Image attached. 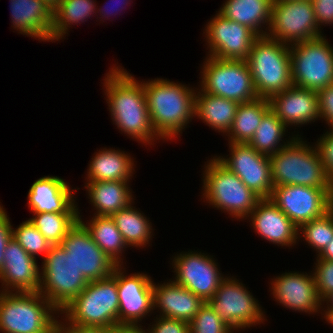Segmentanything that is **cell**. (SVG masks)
<instances>
[{
  "mask_svg": "<svg viewBox=\"0 0 333 333\" xmlns=\"http://www.w3.org/2000/svg\"><path fill=\"white\" fill-rule=\"evenodd\" d=\"M12 26L20 34L51 42L53 10L42 0H10Z\"/></svg>",
  "mask_w": 333,
  "mask_h": 333,
  "instance_id": "obj_25",
  "label": "cell"
},
{
  "mask_svg": "<svg viewBox=\"0 0 333 333\" xmlns=\"http://www.w3.org/2000/svg\"><path fill=\"white\" fill-rule=\"evenodd\" d=\"M109 69L102 84L112 121L132 140L146 146L154 145V141L161 138L155 133L150 120L143 82L136 80L122 66L114 64Z\"/></svg>",
  "mask_w": 333,
  "mask_h": 333,
  "instance_id": "obj_1",
  "label": "cell"
},
{
  "mask_svg": "<svg viewBox=\"0 0 333 333\" xmlns=\"http://www.w3.org/2000/svg\"><path fill=\"white\" fill-rule=\"evenodd\" d=\"M149 327L147 333H189V322L162 316L156 317Z\"/></svg>",
  "mask_w": 333,
  "mask_h": 333,
  "instance_id": "obj_41",
  "label": "cell"
},
{
  "mask_svg": "<svg viewBox=\"0 0 333 333\" xmlns=\"http://www.w3.org/2000/svg\"><path fill=\"white\" fill-rule=\"evenodd\" d=\"M272 1H294V0H272Z\"/></svg>",
  "mask_w": 333,
  "mask_h": 333,
  "instance_id": "obj_53",
  "label": "cell"
},
{
  "mask_svg": "<svg viewBox=\"0 0 333 333\" xmlns=\"http://www.w3.org/2000/svg\"><path fill=\"white\" fill-rule=\"evenodd\" d=\"M247 218L263 239L283 247L297 244V226L269 198L261 199Z\"/></svg>",
  "mask_w": 333,
  "mask_h": 333,
  "instance_id": "obj_23",
  "label": "cell"
},
{
  "mask_svg": "<svg viewBox=\"0 0 333 333\" xmlns=\"http://www.w3.org/2000/svg\"><path fill=\"white\" fill-rule=\"evenodd\" d=\"M300 236L319 256L333 239V207L323 216L302 224L298 228L299 240Z\"/></svg>",
  "mask_w": 333,
  "mask_h": 333,
  "instance_id": "obj_36",
  "label": "cell"
},
{
  "mask_svg": "<svg viewBox=\"0 0 333 333\" xmlns=\"http://www.w3.org/2000/svg\"><path fill=\"white\" fill-rule=\"evenodd\" d=\"M29 219L51 245H60L79 220V214L33 213Z\"/></svg>",
  "mask_w": 333,
  "mask_h": 333,
  "instance_id": "obj_35",
  "label": "cell"
},
{
  "mask_svg": "<svg viewBox=\"0 0 333 333\" xmlns=\"http://www.w3.org/2000/svg\"><path fill=\"white\" fill-rule=\"evenodd\" d=\"M269 199L297 228L333 207V198L324 189L301 185L274 186Z\"/></svg>",
  "mask_w": 333,
  "mask_h": 333,
  "instance_id": "obj_13",
  "label": "cell"
},
{
  "mask_svg": "<svg viewBox=\"0 0 333 333\" xmlns=\"http://www.w3.org/2000/svg\"><path fill=\"white\" fill-rule=\"evenodd\" d=\"M46 5H48L52 10H54L62 0H42Z\"/></svg>",
  "mask_w": 333,
  "mask_h": 333,
  "instance_id": "obj_51",
  "label": "cell"
},
{
  "mask_svg": "<svg viewBox=\"0 0 333 333\" xmlns=\"http://www.w3.org/2000/svg\"><path fill=\"white\" fill-rule=\"evenodd\" d=\"M208 56L225 60H247L258 35L248 26L229 20L219 12L205 25Z\"/></svg>",
  "mask_w": 333,
  "mask_h": 333,
  "instance_id": "obj_16",
  "label": "cell"
},
{
  "mask_svg": "<svg viewBox=\"0 0 333 333\" xmlns=\"http://www.w3.org/2000/svg\"><path fill=\"white\" fill-rule=\"evenodd\" d=\"M117 281L107 278L89 281L86 287L59 313L69 324L111 328L118 325Z\"/></svg>",
  "mask_w": 333,
  "mask_h": 333,
  "instance_id": "obj_7",
  "label": "cell"
},
{
  "mask_svg": "<svg viewBox=\"0 0 333 333\" xmlns=\"http://www.w3.org/2000/svg\"><path fill=\"white\" fill-rule=\"evenodd\" d=\"M94 155L87 169V182L130 181L132 179L135 161L125 151L101 148Z\"/></svg>",
  "mask_w": 333,
  "mask_h": 333,
  "instance_id": "obj_26",
  "label": "cell"
},
{
  "mask_svg": "<svg viewBox=\"0 0 333 333\" xmlns=\"http://www.w3.org/2000/svg\"><path fill=\"white\" fill-rule=\"evenodd\" d=\"M317 258L333 261V239L330 241L324 251L319 256H317Z\"/></svg>",
  "mask_w": 333,
  "mask_h": 333,
  "instance_id": "obj_48",
  "label": "cell"
},
{
  "mask_svg": "<svg viewBox=\"0 0 333 333\" xmlns=\"http://www.w3.org/2000/svg\"><path fill=\"white\" fill-rule=\"evenodd\" d=\"M315 146L324 165L325 172L333 183V129H329V131H326V133L318 138Z\"/></svg>",
  "mask_w": 333,
  "mask_h": 333,
  "instance_id": "obj_40",
  "label": "cell"
},
{
  "mask_svg": "<svg viewBox=\"0 0 333 333\" xmlns=\"http://www.w3.org/2000/svg\"><path fill=\"white\" fill-rule=\"evenodd\" d=\"M259 98L270 99L292 83L290 45L258 36L246 60Z\"/></svg>",
  "mask_w": 333,
  "mask_h": 333,
  "instance_id": "obj_5",
  "label": "cell"
},
{
  "mask_svg": "<svg viewBox=\"0 0 333 333\" xmlns=\"http://www.w3.org/2000/svg\"><path fill=\"white\" fill-rule=\"evenodd\" d=\"M207 254V255H206ZM188 251L173 256V281L187 288L205 302L215 295L221 281L225 278L218 263L208 253Z\"/></svg>",
  "mask_w": 333,
  "mask_h": 333,
  "instance_id": "obj_14",
  "label": "cell"
},
{
  "mask_svg": "<svg viewBox=\"0 0 333 333\" xmlns=\"http://www.w3.org/2000/svg\"><path fill=\"white\" fill-rule=\"evenodd\" d=\"M107 333H147L140 325H116L108 328Z\"/></svg>",
  "mask_w": 333,
  "mask_h": 333,
  "instance_id": "obj_47",
  "label": "cell"
},
{
  "mask_svg": "<svg viewBox=\"0 0 333 333\" xmlns=\"http://www.w3.org/2000/svg\"><path fill=\"white\" fill-rule=\"evenodd\" d=\"M314 8L316 22L319 28L333 26V0H311Z\"/></svg>",
  "mask_w": 333,
  "mask_h": 333,
  "instance_id": "obj_43",
  "label": "cell"
},
{
  "mask_svg": "<svg viewBox=\"0 0 333 333\" xmlns=\"http://www.w3.org/2000/svg\"><path fill=\"white\" fill-rule=\"evenodd\" d=\"M79 221L86 227L93 241L103 252L117 265H123L122 255L124 249L128 247H126L127 244L112 217L93 216L90 221L87 220L85 223L79 212Z\"/></svg>",
  "mask_w": 333,
  "mask_h": 333,
  "instance_id": "obj_30",
  "label": "cell"
},
{
  "mask_svg": "<svg viewBox=\"0 0 333 333\" xmlns=\"http://www.w3.org/2000/svg\"><path fill=\"white\" fill-rule=\"evenodd\" d=\"M274 301L285 308L317 314L322 310V301L318 296L313 272H285L272 279L271 286Z\"/></svg>",
  "mask_w": 333,
  "mask_h": 333,
  "instance_id": "obj_19",
  "label": "cell"
},
{
  "mask_svg": "<svg viewBox=\"0 0 333 333\" xmlns=\"http://www.w3.org/2000/svg\"><path fill=\"white\" fill-rule=\"evenodd\" d=\"M60 245L69 253L79 272H82L88 281L111 276L117 266L93 241L91 234L79 220Z\"/></svg>",
  "mask_w": 333,
  "mask_h": 333,
  "instance_id": "obj_18",
  "label": "cell"
},
{
  "mask_svg": "<svg viewBox=\"0 0 333 333\" xmlns=\"http://www.w3.org/2000/svg\"><path fill=\"white\" fill-rule=\"evenodd\" d=\"M320 119L333 129V83L317 91Z\"/></svg>",
  "mask_w": 333,
  "mask_h": 333,
  "instance_id": "obj_42",
  "label": "cell"
},
{
  "mask_svg": "<svg viewBox=\"0 0 333 333\" xmlns=\"http://www.w3.org/2000/svg\"><path fill=\"white\" fill-rule=\"evenodd\" d=\"M325 37L290 45L294 86L318 91L333 83V47Z\"/></svg>",
  "mask_w": 333,
  "mask_h": 333,
  "instance_id": "obj_10",
  "label": "cell"
},
{
  "mask_svg": "<svg viewBox=\"0 0 333 333\" xmlns=\"http://www.w3.org/2000/svg\"><path fill=\"white\" fill-rule=\"evenodd\" d=\"M143 82L146 105L155 133L161 140H173L195 118L197 88L155 78Z\"/></svg>",
  "mask_w": 333,
  "mask_h": 333,
  "instance_id": "obj_2",
  "label": "cell"
},
{
  "mask_svg": "<svg viewBox=\"0 0 333 333\" xmlns=\"http://www.w3.org/2000/svg\"><path fill=\"white\" fill-rule=\"evenodd\" d=\"M272 4V0H226L218 12L229 20L248 26L258 36H266Z\"/></svg>",
  "mask_w": 333,
  "mask_h": 333,
  "instance_id": "obj_28",
  "label": "cell"
},
{
  "mask_svg": "<svg viewBox=\"0 0 333 333\" xmlns=\"http://www.w3.org/2000/svg\"><path fill=\"white\" fill-rule=\"evenodd\" d=\"M270 108L288 127L319 120L317 91L291 85L269 99ZM294 124V125H293Z\"/></svg>",
  "mask_w": 333,
  "mask_h": 333,
  "instance_id": "obj_22",
  "label": "cell"
},
{
  "mask_svg": "<svg viewBox=\"0 0 333 333\" xmlns=\"http://www.w3.org/2000/svg\"><path fill=\"white\" fill-rule=\"evenodd\" d=\"M75 189H71L63 178L41 177L28 191V208L33 213L79 214Z\"/></svg>",
  "mask_w": 333,
  "mask_h": 333,
  "instance_id": "obj_21",
  "label": "cell"
},
{
  "mask_svg": "<svg viewBox=\"0 0 333 333\" xmlns=\"http://www.w3.org/2000/svg\"><path fill=\"white\" fill-rule=\"evenodd\" d=\"M205 301L172 279L157 284L153 280V310L166 318L190 322Z\"/></svg>",
  "mask_w": 333,
  "mask_h": 333,
  "instance_id": "obj_24",
  "label": "cell"
},
{
  "mask_svg": "<svg viewBox=\"0 0 333 333\" xmlns=\"http://www.w3.org/2000/svg\"><path fill=\"white\" fill-rule=\"evenodd\" d=\"M12 227L5 208L0 204V272L4 265V251L6 245L13 238Z\"/></svg>",
  "mask_w": 333,
  "mask_h": 333,
  "instance_id": "obj_44",
  "label": "cell"
},
{
  "mask_svg": "<svg viewBox=\"0 0 333 333\" xmlns=\"http://www.w3.org/2000/svg\"><path fill=\"white\" fill-rule=\"evenodd\" d=\"M235 277L225 276L207 303L233 330L240 331L264 323L259 301ZM260 305V306H259Z\"/></svg>",
  "mask_w": 333,
  "mask_h": 333,
  "instance_id": "obj_11",
  "label": "cell"
},
{
  "mask_svg": "<svg viewBox=\"0 0 333 333\" xmlns=\"http://www.w3.org/2000/svg\"><path fill=\"white\" fill-rule=\"evenodd\" d=\"M197 90L195 93V118L201 119L212 130L223 132L226 135L231 129L239 103L207 94L199 88Z\"/></svg>",
  "mask_w": 333,
  "mask_h": 333,
  "instance_id": "obj_29",
  "label": "cell"
},
{
  "mask_svg": "<svg viewBox=\"0 0 333 333\" xmlns=\"http://www.w3.org/2000/svg\"><path fill=\"white\" fill-rule=\"evenodd\" d=\"M57 329L61 333H107L108 329L103 327L81 326L69 324L64 319L63 322L58 319Z\"/></svg>",
  "mask_w": 333,
  "mask_h": 333,
  "instance_id": "obj_45",
  "label": "cell"
},
{
  "mask_svg": "<svg viewBox=\"0 0 333 333\" xmlns=\"http://www.w3.org/2000/svg\"><path fill=\"white\" fill-rule=\"evenodd\" d=\"M124 267L117 265L112 272L119 297L118 325H140L154 311L152 277L140 272L126 275Z\"/></svg>",
  "mask_w": 333,
  "mask_h": 333,
  "instance_id": "obj_15",
  "label": "cell"
},
{
  "mask_svg": "<svg viewBox=\"0 0 333 333\" xmlns=\"http://www.w3.org/2000/svg\"><path fill=\"white\" fill-rule=\"evenodd\" d=\"M324 303H326V305L324 306ZM327 306V307H326ZM322 309H326L325 310H333V292L331 294H329L323 301H322Z\"/></svg>",
  "mask_w": 333,
  "mask_h": 333,
  "instance_id": "obj_49",
  "label": "cell"
},
{
  "mask_svg": "<svg viewBox=\"0 0 333 333\" xmlns=\"http://www.w3.org/2000/svg\"><path fill=\"white\" fill-rule=\"evenodd\" d=\"M230 156H215L228 170L261 199L270 198L273 190L271 163L267 155L257 152L248 143H228Z\"/></svg>",
  "mask_w": 333,
  "mask_h": 333,
  "instance_id": "obj_17",
  "label": "cell"
},
{
  "mask_svg": "<svg viewBox=\"0 0 333 333\" xmlns=\"http://www.w3.org/2000/svg\"><path fill=\"white\" fill-rule=\"evenodd\" d=\"M113 2L114 0H110V2ZM118 1V2H117ZM115 0L114 2H117L116 4L113 2H111L112 4L111 5H113L112 7H110V5L108 6V3H105V4H107L106 6H108V8L106 7V6H104V9H103V7L101 8H97L98 10H96L97 11V13H100V16L101 17H98L99 19H101L103 22H104V20L107 18V19H109L108 17H110V16H112V15H116L117 13H118V11H120V10H122V9H124V7H125V9H126V6L128 5V4H130L129 2H131L130 0ZM129 1V2H128ZM122 2V3H121ZM121 3V4H120ZM114 4H115V6L117 7V6H119V4L120 5H122V6H119V8L117 7V9H111V8H116L115 6H114ZM127 4V5H126ZM112 10V11H111ZM116 10V11H115ZM99 11V12H98ZM110 11H111V13H110ZM113 12V13H112ZM115 12V13H114ZM105 17V18H104ZM104 18V19H103Z\"/></svg>",
  "mask_w": 333,
  "mask_h": 333,
  "instance_id": "obj_46",
  "label": "cell"
},
{
  "mask_svg": "<svg viewBox=\"0 0 333 333\" xmlns=\"http://www.w3.org/2000/svg\"><path fill=\"white\" fill-rule=\"evenodd\" d=\"M12 237L35 258L38 255L44 258L52 246L29 219L23 221L16 229H12Z\"/></svg>",
  "mask_w": 333,
  "mask_h": 333,
  "instance_id": "obj_37",
  "label": "cell"
},
{
  "mask_svg": "<svg viewBox=\"0 0 333 333\" xmlns=\"http://www.w3.org/2000/svg\"><path fill=\"white\" fill-rule=\"evenodd\" d=\"M52 333H61L57 328Z\"/></svg>",
  "mask_w": 333,
  "mask_h": 333,
  "instance_id": "obj_52",
  "label": "cell"
},
{
  "mask_svg": "<svg viewBox=\"0 0 333 333\" xmlns=\"http://www.w3.org/2000/svg\"><path fill=\"white\" fill-rule=\"evenodd\" d=\"M95 3V0H62L53 10L51 42L64 39L72 25L81 24L97 14L98 6Z\"/></svg>",
  "mask_w": 333,
  "mask_h": 333,
  "instance_id": "obj_33",
  "label": "cell"
},
{
  "mask_svg": "<svg viewBox=\"0 0 333 333\" xmlns=\"http://www.w3.org/2000/svg\"><path fill=\"white\" fill-rule=\"evenodd\" d=\"M270 109L269 100L265 98L239 103L231 129L226 134L228 143H248Z\"/></svg>",
  "mask_w": 333,
  "mask_h": 333,
  "instance_id": "obj_31",
  "label": "cell"
},
{
  "mask_svg": "<svg viewBox=\"0 0 333 333\" xmlns=\"http://www.w3.org/2000/svg\"><path fill=\"white\" fill-rule=\"evenodd\" d=\"M132 204L112 214L111 217L127 247L144 248L152 240V223Z\"/></svg>",
  "mask_w": 333,
  "mask_h": 333,
  "instance_id": "obj_32",
  "label": "cell"
},
{
  "mask_svg": "<svg viewBox=\"0 0 333 333\" xmlns=\"http://www.w3.org/2000/svg\"><path fill=\"white\" fill-rule=\"evenodd\" d=\"M59 315L40 292L0 291L2 333H52L57 328Z\"/></svg>",
  "mask_w": 333,
  "mask_h": 333,
  "instance_id": "obj_4",
  "label": "cell"
},
{
  "mask_svg": "<svg viewBox=\"0 0 333 333\" xmlns=\"http://www.w3.org/2000/svg\"><path fill=\"white\" fill-rule=\"evenodd\" d=\"M40 267L35 257L29 255L13 238L4 251V265L0 272L2 292H38Z\"/></svg>",
  "mask_w": 333,
  "mask_h": 333,
  "instance_id": "obj_20",
  "label": "cell"
},
{
  "mask_svg": "<svg viewBox=\"0 0 333 333\" xmlns=\"http://www.w3.org/2000/svg\"><path fill=\"white\" fill-rule=\"evenodd\" d=\"M313 271L317 293L321 301L333 292V261L316 258Z\"/></svg>",
  "mask_w": 333,
  "mask_h": 333,
  "instance_id": "obj_39",
  "label": "cell"
},
{
  "mask_svg": "<svg viewBox=\"0 0 333 333\" xmlns=\"http://www.w3.org/2000/svg\"><path fill=\"white\" fill-rule=\"evenodd\" d=\"M203 63L199 84L203 92L238 103L259 98L245 60L217 59L207 55Z\"/></svg>",
  "mask_w": 333,
  "mask_h": 333,
  "instance_id": "obj_9",
  "label": "cell"
},
{
  "mask_svg": "<svg viewBox=\"0 0 333 333\" xmlns=\"http://www.w3.org/2000/svg\"><path fill=\"white\" fill-rule=\"evenodd\" d=\"M204 169L201 197L232 218L246 220L261 198L215 156L207 161Z\"/></svg>",
  "mask_w": 333,
  "mask_h": 333,
  "instance_id": "obj_6",
  "label": "cell"
},
{
  "mask_svg": "<svg viewBox=\"0 0 333 333\" xmlns=\"http://www.w3.org/2000/svg\"><path fill=\"white\" fill-rule=\"evenodd\" d=\"M189 333H234V330L205 302L189 322Z\"/></svg>",
  "mask_w": 333,
  "mask_h": 333,
  "instance_id": "obj_38",
  "label": "cell"
},
{
  "mask_svg": "<svg viewBox=\"0 0 333 333\" xmlns=\"http://www.w3.org/2000/svg\"><path fill=\"white\" fill-rule=\"evenodd\" d=\"M269 158L273 186L322 188L333 198V183L325 172L316 146L304 142L300 135Z\"/></svg>",
  "mask_w": 333,
  "mask_h": 333,
  "instance_id": "obj_3",
  "label": "cell"
},
{
  "mask_svg": "<svg viewBox=\"0 0 333 333\" xmlns=\"http://www.w3.org/2000/svg\"><path fill=\"white\" fill-rule=\"evenodd\" d=\"M282 120L270 109L263 117L260 125L256 129L252 139L248 142L257 152L270 156L286 146L297 134H293L291 139L284 140V135L288 130ZM282 141V144L281 142Z\"/></svg>",
  "mask_w": 333,
  "mask_h": 333,
  "instance_id": "obj_34",
  "label": "cell"
},
{
  "mask_svg": "<svg viewBox=\"0 0 333 333\" xmlns=\"http://www.w3.org/2000/svg\"><path fill=\"white\" fill-rule=\"evenodd\" d=\"M321 311H323V316L324 319L326 320V322H328L330 325L333 326V310H324L322 309Z\"/></svg>",
  "mask_w": 333,
  "mask_h": 333,
  "instance_id": "obj_50",
  "label": "cell"
},
{
  "mask_svg": "<svg viewBox=\"0 0 333 333\" xmlns=\"http://www.w3.org/2000/svg\"><path fill=\"white\" fill-rule=\"evenodd\" d=\"M42 264L38 292L60 312L81 293L89 281L79 272L61 245H52Z\"/></svg>",
  "mask_w": 333,
  "mask_h": 333,
  "instance_id": "obj_8",
  "label": "cell"
},
{
  "mask_svg": "<svg viewBox=\"0 0 333 333\" xmlns=\"http://www.w3.org/2000/svg\"><path fill=\"white\" fill-rule=\"evenodd\" d=\"M130 181L86 182L88 199L94 207L93 216H111L134 203Z\"/></svg>",
  "mask_w": 333,
  "mask_h": 333,
  "instance_id": "obj_27",
  "label": "cell"
},
{
  "mask_svg": "<svg viewBox=\"0 0 333 333\" xmlns=\"http://www.w3.org/2000/svg\"><path fill=\"white\" fill-rule=\"evenodd\" d=\"M266 36L293 45L323 36L311 0L273 1Z\"/></svg>",
  "mask_w": 333,
  "mask_h": 333,
  "instance_id": "obj_12",
  "label": "cell"
}]
</instances>
